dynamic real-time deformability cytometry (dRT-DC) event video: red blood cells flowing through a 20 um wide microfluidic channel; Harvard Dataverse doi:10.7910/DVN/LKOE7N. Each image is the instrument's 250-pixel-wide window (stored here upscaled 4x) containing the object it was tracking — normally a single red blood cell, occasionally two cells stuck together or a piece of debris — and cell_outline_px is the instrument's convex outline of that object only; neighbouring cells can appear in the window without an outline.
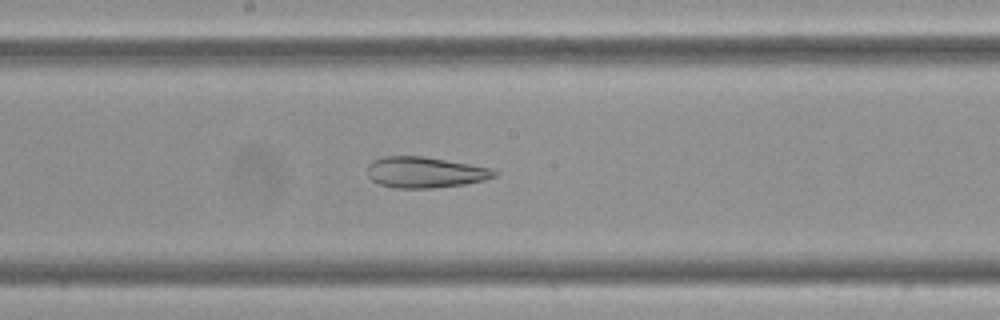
{"species": "Egyptian fruit bat (a non-hibernating species)", "species_latin": "Rousettus aegyptiacus", "temperature_condition": "cold", "stored_images_in_passage": 48, "camera_frame_rate_fps": 3000, "um_per_image_px": 0.085, "frame": {"image": 1, "passage_image": 21, "time_ms": 6.667, "image_size_px": [1000, 320], "cell_outline_px": [[500, 172], [496, 176], [484, 180], [464, 184], [432, 188], [396, 188], [380, 184], [372, 180], [368, 176], [368, 164], [372, 160], [384, 156], [424, 156], [492, 168]], "centroid_in_image_um": [36.14, 14.64], "position_along_channel_um": 212.1, "area_um2": 22.95}, "authors_computed_cell_mechanics": {"area_um2": 28.6399, "velocity_mm_per_s": 3.4078, "shape_relaxation_time_tau1_ms": null, "shape_relaxation_time_tau2_ms": 5.3958, "deformation_change_tau1": null, "deformation_change_tau2": 0.128}}